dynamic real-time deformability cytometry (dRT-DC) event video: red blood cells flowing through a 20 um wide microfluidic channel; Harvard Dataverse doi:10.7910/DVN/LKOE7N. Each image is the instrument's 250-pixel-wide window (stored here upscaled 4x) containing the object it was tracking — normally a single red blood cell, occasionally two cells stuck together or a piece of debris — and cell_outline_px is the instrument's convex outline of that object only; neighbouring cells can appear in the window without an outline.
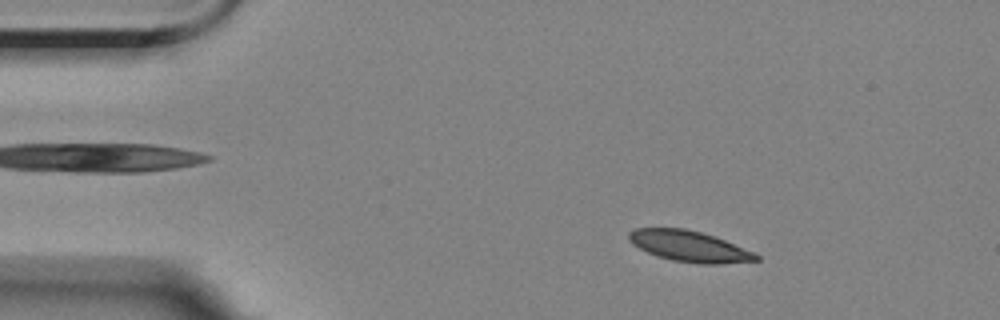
{"species": "Egyptian fruit bat (a non-hibernating species)", "species_latin": "Rousettus aegyptiacus", "temperature_condition": "room temperature", "stored_images_in_passage": 4, "camera_frame_rate_fps": 3000, "um_per_image_px": 0.085, "animal": {"sex": "female"}, "frame": {"image": 1, "passage_image": 1, "time_ms": 0.0, "image_size_px": [1000, 320], "cell_outline_px": [[760, 260], [720, 264], [700, 264], [672, 260], [656, 256], [632, 244], [628, 240], [628, 232], [632, 228], [684, 228], [700, 232], [724, 240], [752, 252], [760, 256]], "centroid_in_image_um": [58.54, 20.93], "position_along_channel_um": 26.5, "area_um2": 22.77}}